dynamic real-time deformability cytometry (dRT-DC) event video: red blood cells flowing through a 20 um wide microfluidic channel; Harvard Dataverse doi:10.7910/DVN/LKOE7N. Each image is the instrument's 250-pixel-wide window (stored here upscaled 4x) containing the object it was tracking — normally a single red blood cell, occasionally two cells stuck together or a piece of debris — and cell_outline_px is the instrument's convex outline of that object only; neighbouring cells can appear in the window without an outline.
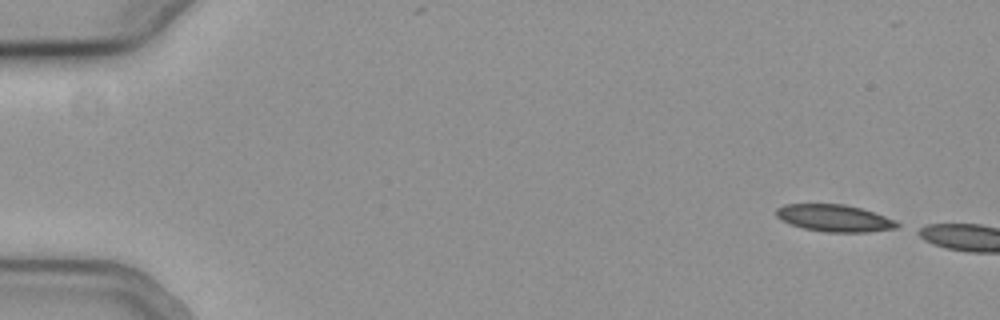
{"species": "common noctule bat (a hibernating species)", "species_latin": "Nyctalus noctula", "temperature_condition": "cold", "stored_images_in_passage": 4, "camera_frame_rate_fps": 3000, "um_per_image_px": 0.085, "animal": {"sex": "female", "body_mass_g": 19.3, "forearm_length_mm": 54.1}, "frame": {"image": 1, "passage_image": 1, "time_ms": 0.0, "image_size_px": [1000, 320], "cell_outline_px": [[900, 224], [896, 228], [868, 232], [824, 232], [804, 228], [780, 220], [776, 216], [776, 208], [784, 204], [844, 204], [860, 208], [896, 220]], "centroid_in_image_um": [70.9, 18.54], "position_along_channel_um": 14.1, "area_um2": 18.96}}